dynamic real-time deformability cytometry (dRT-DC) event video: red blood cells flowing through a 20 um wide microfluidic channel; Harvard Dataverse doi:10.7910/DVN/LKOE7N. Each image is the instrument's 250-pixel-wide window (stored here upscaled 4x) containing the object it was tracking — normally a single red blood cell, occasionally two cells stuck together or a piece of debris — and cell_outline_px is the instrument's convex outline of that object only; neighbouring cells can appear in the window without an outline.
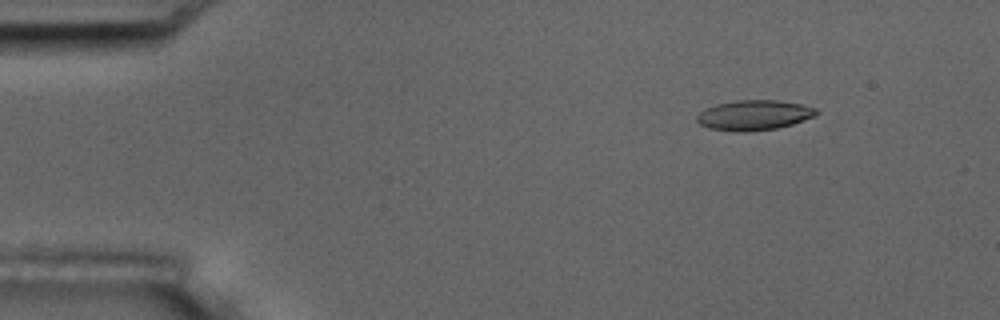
{"species": "common noctule bat (a hibernating species)", "species_latin": "Nyctalus noctula", "temperature_condition": "room temperature", "stored_images_in_passage": 7, "camera_frame_rate_fps": 3000, "um_per_image_px": 0.085, "animal": {"sex": "male", "body_mass_g": 17.5, "forearm_length_mm": 52.3}, "frame": {"image": 1, "passage_image": 2, "time_ms": 1.0, "image_size_px": [1000, 320], "cell_outline_px": [[820, 112], [816, 116], [792, 124], [776, 128], [748, 132], [736, 132], [708, 128], [700, 124], [696, 120], [696, 116], [700, 112], [716, 104], [736, 100], [776, 100], [800, 104], [816, 108]], "centroid_in_image_um": [64.1, 9.79], "position_along_channel_um": 20.9, "area_um2": 20.98}}
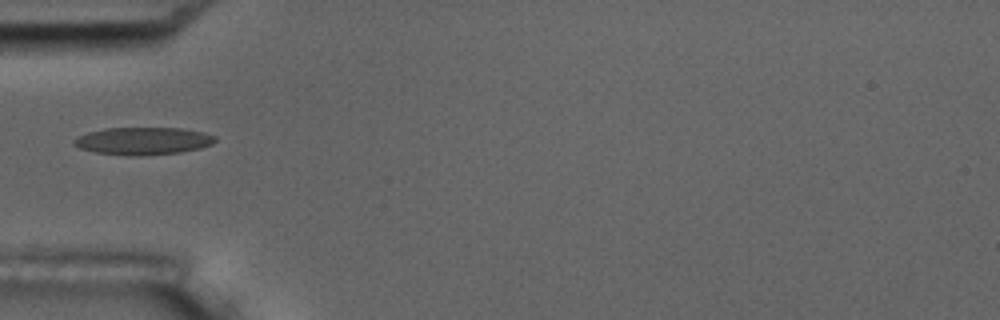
{"frame": {"image": 2, "passage_image": 5, "time_ms": 4.667, "image_size_px": [1000, 320], "cell_outline_px": [[216, 140], [212, 144], [200, 148], [180, 152], [140, 156], [132, 156], [96, 152], [80, 148], [72, 144], [72, 140], [76, 136], [88, 132], [104, 128], [180, 128], [204, 132], [216, 136]], "centroid_in_image_um": [12.14, 11.97], "position_along_channel_um": 72.9, "area_um2": 22.72}}